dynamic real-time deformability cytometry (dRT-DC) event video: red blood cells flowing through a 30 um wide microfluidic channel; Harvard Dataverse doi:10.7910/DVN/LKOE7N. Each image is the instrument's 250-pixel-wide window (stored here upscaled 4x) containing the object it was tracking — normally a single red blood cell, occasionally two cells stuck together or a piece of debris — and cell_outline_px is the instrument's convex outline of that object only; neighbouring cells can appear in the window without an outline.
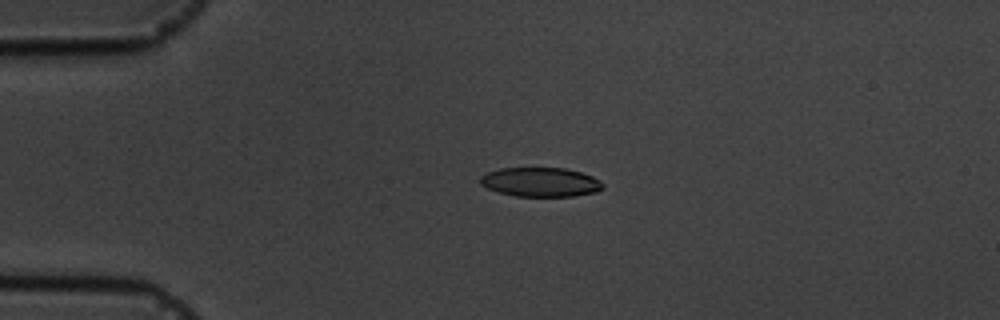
{"species": "common noctule bat (a hibernating species)", "species_latin": "Nyctalus noctula", "temperature_condition": "cold", "stored_images_in_passage": 4, "camera_frame_rate_fps": 3000, "um_per_image_px": 0.085, "animal": {"sex": "male", "body_mass_g": 19.5, "forearm_length_mm": 54.6}, "frame": {"image": 1, "passage_image": 3, "time_ms": 2.333, "image_size_px": [1000, 320], "cell_outline_px": [[604, 188], [596, 192], [572, 196], [516, 196], [500, 192], [488, 188], [480, 184], [480, 176], [488, 172], [500, 168], [564, 168], [580, 172], [592, 176], [600, 180], [604, 184]], "centroid_in_image_um": [45.96, 15.47], "position_along_channel_um": 39.0, "area_um2": 20.81}}